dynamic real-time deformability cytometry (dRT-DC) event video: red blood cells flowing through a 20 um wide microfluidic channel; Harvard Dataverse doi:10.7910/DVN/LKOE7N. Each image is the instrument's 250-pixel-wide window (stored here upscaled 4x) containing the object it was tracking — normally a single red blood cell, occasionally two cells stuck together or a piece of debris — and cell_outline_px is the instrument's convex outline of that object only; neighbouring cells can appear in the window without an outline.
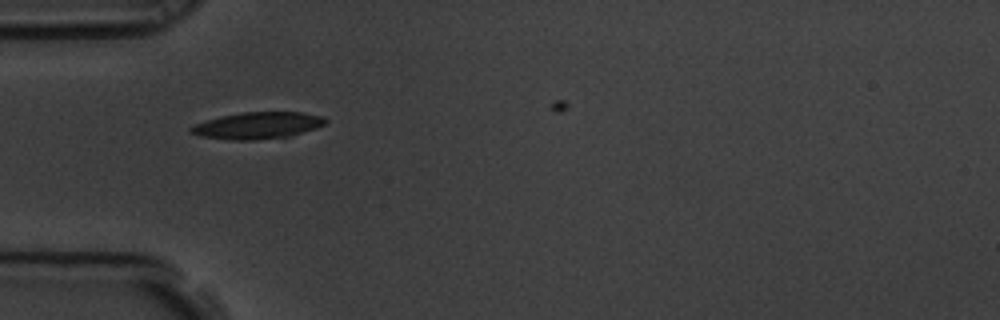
{"species": "common noctule bat (a hibernating species)", "species_latin": "Nyctalus noctula", "temperature_condition": "room temperature", "stored_images_in_passage": 2, "camera_frame_rate_fps": 3000, "um_per_image_px": 0.085, "animal": {"sex": "male", "body_mass_g": 19.5, "forearm_length_mm": 54.6}, "frame": {"image": 1, "passage_image": 1, "time_ms": 0.0, "image_size_px": [1000, 320], "cell_outline_px": [[328, 120], [324, 124], [316, 128], [292, 136], [256, 140], [228, 140], [200, 136], [188, 132], [188, 128], [204, 120], [220, 116], [244, 112], [304, 112], [320, 116]], "centroid_in_image_um": [21.86, 10.67], "position_along_channel_um": 63.1, "area_um2": 21.15}}